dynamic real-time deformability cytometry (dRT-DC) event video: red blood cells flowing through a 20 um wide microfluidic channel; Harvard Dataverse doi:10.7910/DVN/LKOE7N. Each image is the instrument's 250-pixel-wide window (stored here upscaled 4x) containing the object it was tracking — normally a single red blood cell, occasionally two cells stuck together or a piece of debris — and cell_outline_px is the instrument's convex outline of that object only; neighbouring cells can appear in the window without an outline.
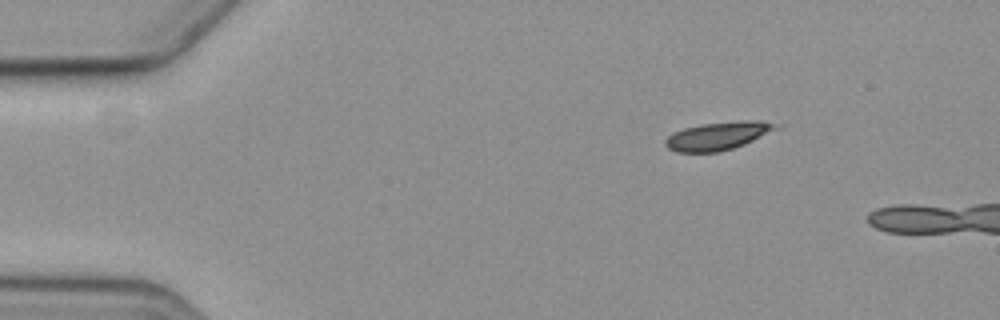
{"species": "common noctule bat (a hibernating species)", "species_latin": "Nyctalus noctula", "temperature_condition": "cold", "stored_images_in_passage": 3, "camera_frame_rate_fps": 3000, "um_per_image_px": 0.085, "animal": {"sex": "female", "body_mass_g": 19.3, "forearm_length_mm": 54.1}, "frame": {"image": 1, "passage_image": 1, "time_ms": 0.0, "image_size_px": [1000, 320], "cell_outline_px": [[780, 128], [744, 144], [720, 152], [676, 152], [668, 148], [664, 144], [664, 140], [672, 132], [684, 128], [704, 124], [752, 120], [780, 124]], "centroid_in_image_um": [61.0, 11.56], "position_along_channel_um": 24.0, "area_um2": 17.92}}